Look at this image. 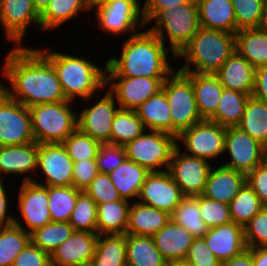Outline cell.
Listing matches in <instances>:
<instances>
[{"mask_svg":"<svg viewBox=\"0 0 267 266\" xmlns=\"http://www.w3.org/2000/svg\"><path fill=\"white\" fill-rule=\"evenodd\" d=\"M252 266H267V247L252 248Z\"/></svg>","mask_w":267,"mask_h":266,"instance_id":"59","label":"cell"},{"mask_svg":"<svg viewBox=\"0 0 267 266\" xmlns=\"http://www.w3.org/2000/svg\"><path fill=\"white\" fill-rule=\"evenodd\" d=\"M221 266H252V248H245L236 256L221 263Z\"/></svg>","mask_w":267,"mask_h":266,"instance_id":"58","label":"cell"},{"mask_svg":"<svg viewBox=\"0 0 267 266\" xmlns=\"http://www.w3.org/2000/svg\"><path fill=\"white\" fill-rule=\"evenodd\" d=\"M234 7L236 32L260 28L267 0H231Z\"/></svg>","mask_w":267,"mask_h":266,"instance_id":"45","label":"cell"},{"mask_svg":"<svg viewBox=\"0 0 267 266\" xmlns=\"http://www.w3.org/2000/svg\"><path fill=\"white\" fill-rule=\"evenodd\" d=\"M4 180H0V228H5L13 225L14 215L13 213H8L10 207L9 194L6 191V182ZM9 203V204H8Z\"/></svg>","mask_w":267,"mask_h":266,"instance_id":"56","label":"cell"},{"mask_svg":"<svg viewBox=\"0 0 267 266\" xmlns=\"http://www.w3.org/2000/svg\"><path fill=\"white\" fill-rule=\"evenodd\" d=\"M18 190L17 209L21 218L14 216L13 224L31 234L51 222L48 209V187L34 181L21 182ZM19 207V208H18ZM21 221V222H20Z\"/></svg>","mask_w":267,"mask_h":266,"instance_id":"13","label":"cell"},{"mask_svg":"<svg viewBox=\"0 0 267 266\" xmlns=\"http://www.w3.org/2000/svg\"><path fill=\"white\" fill-rule=\"evenodd\" d=\"M191 82L199 114L209 120L218 108L224 87L212 73H191Z\"/></svg>","mask_w":267,"mask_h":266,"instance_id":"27","label":"cell"},{"mask_svg":"<svg viewBox=\"0 0 267 266\" xmlns=\"http://www.w3.org/2000/svg\"><path fill=\"white\" fill-rule=\"evenodd\" d=\"M247 248L267 247V206H264L244 227Z\"/></svg>","mask_w":267,"mask_h":266,"instance_id":"48","label":"cell"},{"mask_svg":"<svg viewBox=\"0 0 267 266\" xmlns=\"http://www.w3.org/2000/svg\"><path fill=\"white\" fill-rule=\"evenodd\" d=\"M203 238L221 263L247 248L243 227L233 221L208 229Z\"/></svg>","mask_w":267,"mask_h":266,"instance_id":"23","label":"cell"},{"mask_svg":"<svg viewBox=\"0 0 267 266\" xmlns=\"http://www.w3.org/2000/svg\"><path fill=\"white\" fill-rule=\"evenodd\" d=\"M84 10L90 11L86 0H51L40 13L39 29L47 32L62 27Z\"/></svg>","mask_w":267,"mask_h":266,"instance_id":"32","label":"cell"},{"mask_svg":"<svg viewBox=\"0 0 267 266\" xmlns=\"http://www.w3.org/2000/svg\"><path fill=\"white\" fill-rule=\"evenodd\" d=\"M40 170V171H39ZM44 176L34 182L50 186H72L73 161L62 143L38 144L37 175Z\"/></svg>","mask_w":267,"mask_h":266,"instance_id":"17","label":"cell"},{"mask_svg":"<svg viewBox=\"0 0 267 266\" xmlns=\"http://www.w3.org/2000/svg\"><path fill=\"white\" fill-rule=\"evenodd\" d=\"M126 234L153 238L171 219V215L139 201L131 202Z\"/></svg>","mask_w":267,"mask_h":266,"instance_id":"26","label":"cell"},{"mask_svg":"<svg viewBox=\"0 0 267 266\" xmlns=\"http://www.w3.org/2000/svg\"><path fill=\"white\" fill-rule=\"evenodd\" d=\"M38 143L0 146V180L14 174L24 176L22 182L33 181L37 173ZM31 173V175H30ZM6 175V176H5Z\"/></svg>","mask_w":267,"mask_h":266,"instance_id":"21","label":"cell"},{"mask_svg":"<svg viewBox=\"0 0 267 266\" xmlns=\"http://www.w3.org/2000/svg\"><path fill=\"white\" fill-rule=\"evenodd\" d=\"M201 28L236 33L231 0H197Z\"/></svg>","mask_w":267,"mask_h":266,"instance_id":"28","label":"cell"},{"mask_svg":"<svg viewBox=\"0 0 267 266\" xmlns=\"http://www.w3.org/2000/svg\"><path fill=\"white\" fill-rule=\"evenodd\" d=\"M235 51L234 33L200 28L176 56L185 62L178 70L215 74Z\"/></svg>","mask_w":267,"mask_h":266,"instance_id":"4","label":"cell"},{"mask_svg":"<svg viewBox=\"0 0 267 266\" xmlns=\"http://www.w3.org/2000/svg\"><path fill=\"white\" fill-rule=\"evenodd\" d=\"M2 68L0 89L27 108L37 104L66 101L56 70L51 62L33 47L8 50Z\"/></svg>","mask_w":267,"mask_h":266,"instance_id":"1","label":"cell"},{"mask_svg":"<svg viewBox=\"0 0 267 266\" xmlns=\"http://www.w3.org/2000/svg\"><path fill=\"white\" fill-rule=\"evenodd\" d=\"M145 130L135 110L119 108L113 118L110 143L125 146Z\"/></svg>","mask_w":267,"mask_h":266,"instance_id":"38","label":"cell"},{"mask_svg":"<svg viewBox=\"0 0 267 266\" xmlns=\"http://www.w3.org/2000/svg\"><path fill=\"white\" fill-rule=\"evenodd\" d=\"M199 211L201 218L208 229L232 222L228 204L198 196Z\"/></svg>","mask_w":267,"mask_h":266,"instance_id":"47","label":"cell"},{"mask_svg":"<svg viewBox=\"0 0 267 266\" xmlns=\"http://www.w3.org/2000/svg\"><path fill=\"white\" fill-rule=\"evenodd\" d=\"M184 197L169 171L165 170L147 175L137 201L171 215Z\"/></svg>","mask_w":267,"mask_h":266,"instance_id":"19","label":"cell"},{"mask_svg":"<svg viewBox=\"0 0 267 266\" xmlns=\"http://www.w3.org/2000/svg\"><path fill=\"white\" fill-rule=\"evenodd\" d=\"M12 266H51L50 255L30 241L17 255Z\"/></svg>","mask_w":267,"mask_h":266,"instance_id":"53","label":"cell"},{"mask_svg":"<svg viewBox=\"0 0 267 266\" xmlns=\"http://www.w3.org/2000/svg\"><path fill=\"white\" fill-rule=\"evenodd\" d=\"M68 223L74 231L97 233V203L85 191L78 193Z\"/></svg>","mask_w":267,"mask_h":266,"instance_id":"44","label":"cell"},{"mask_svg":"<svg viewBox=\"0 0 267 266\" xmlns=\"http://www.w3.org/2000/svg\"><path fill=\"white\" fill-rule=\"evenodd\" d=\"M260 28L267 33V3H266V7H265L263 21H262Z\"/></svg>","mask_w":267,"mask_h":266,"instance_id":"62","label":"cell"},{"mask_svg":"<svg viewBox=\"0 0 267 266\" xmlns=\"http://www.w3.org/2000/svg\"><path fill=\"white\" fill-rule=\"evenodd\" d=\"M73 103L66 100L28 108L36 143H62L77 128V111L72 108Z\"/></svg>","mask_w":267,"mask_h":266,"instance_id":"6","label":"cell"},{"mask_svg":"<svg viewBox=\"0 0 267 266\" xmlns=\"http://www.w3.org/2000/svg\"><path fill=\"white\" fill-rule=\"evenodd\" d=\"M252 96L267 103V65L255 68V86Z\"/></svg>","mask_w":267,"mask_h":266,"instance_id":"57","label":"cell"},{"mask_svg":"<svg viewBox=\"0 0 267 266\" xmlns=\"http://www.w3.org/2000/svg\"><path fill=\"white\" fill-rule=\"evenodd\" d=\"M98 236L97 233L74 231L50 255L51 266L90 265Z\"/></svg>","mask_w":267,"mask_h":266,"instance_id":"20","label":"cell"},{"mask_svg":"<svg viewBox=\"0 0 267 266\" xmlns=\"http://www.w3.org/2000/svg\"><path fill=\"white\" fill-rule=\"evenodd\" d=\"M98 173L96 159L73 162L72 186L84 191Z\"/></svg>","mask_w":267,"mask_h":266,"instance_id":"52","label":"cell"},{"mask_svg":"<svg viewBox=\"0 0 267 266\" xmlns=\"http://www.w3.org/2000/svg\"><path fill=\"white\" fill-rule=\"evenodd\" d=\"M146 130L172 134V119L169 103L163 90L152 95L135 109Z\"/></svg>","mask_w":267,"mask_h":266,"instance_id":"30","label":"cell"},{"mask_svg":"<svg viewBox=\"0 0 267 266\" xmlns=\"http://www.w3.org/2000/svg\"><path fill=\"white\" fill-rule=\"evenodd\" d=\"M91 266H127L126 234L99 235Z\"/></svg>","mask_w":267,"mask_h":266,"instance_id":"35","label":"cell"},{"mask_svg":"<svg viewBox=\"0 0 267 266\" xmlns=\"http://www.w3.org/2000/svg\"><path fill=\"white\" fill-rule=\"evenodd\" d=\"M106 92H105V91ZM104 91V92H103ZM104 93L101 98V93ZM94 104L86 103L82 111L77 112V127L97 140L100 144L110 143L111 129L114 115L120 108L114 95L107 89L98 93ZM100 98V99H99Z\"/></svg>","mask_w":267,"mask_h":266,"instance_id":"14","label":"cell"},{"mask_svg":"<svg viewBox=\"0 0 267 266\" xmlns=\"http://www.w3.org/2000/svg\"><path fill=\"white\" fill-rule=\"evenodd\" d=\"M35 142L31 114L20 102L0 89V146L24 145Z\"/></svg>","mask_w":267,"mask_h":266,"instance_id":"11","label":"cell"},{"mask_svg":"<svg viewBox=\"0 0 267 266\" xmlns=\"http://www.w3.org/2000/svg\"><path fill=\"white\" fill-rule=\"evenodd\" d=\"M212 166L202 196L228 204L246 184V175L221 165Z\"/></svg>","mask_w":267,"mask_h":266,"instance_id":"22","label":"cell"},{"mask_svg":"<svg viewBox=\"0 0 267 266\" xmlns=\"http://www.w3.org/2000/svg\"><path fill=\"white\" fill-rule=\"evenodd\" d=\"M181 147L177 145L174 149L168 171L185 197L200 196L213 164L181 152Z\"/></svg>","mask_w":267,"mask_h":266,"instance_id":"12","label":"cell"},{"mask_svg":"<svg viewBox=\"0 0 267 266\" xmlns=\"http://www.w3.org/2000/svg\"><path fill=\"white\" fill-rule=\"evenodd\" d=\"M29 242L30 234L14 224L0 228V266H12Z\"/></svg>","mask_w":267,"mask_h":266,"instance_id":"43","label":"cell"},{"mask_svg":"<svg viewBox=\"0 0 267 266\" xmlns=\"http://www.w3.org/2000/svg\"><path fill=\"white\" fill-rule=\"evenodd\" d=\"M97 205L122 199L109 174L98 173L84 190Z\"/></svg>","mask_w":267,"mask_h":266,"instance_id":"49","label":"cell"},{"mask_svg":"<svg viewBox=\"0 0 267 266\" xmlns=\"http://www.w3.org/2000/svg\"><path fill=\"white\" fill-rule=\"evenodd\" d=\"M265 160L267 161V146L265 147Z\"/></svg>","mask_w":267,"mask_h":266,"instance_id":"64","label":"cell"},{"mask_svg":"<svg viewBox=\"0 0 267 266\" xmlns=\"http://www.w3.org/2000/svg\"><path fill=\"white\" fill-rule=\"evenodd\" d=\"M130 205L128 200L97 205V234H126Z\"/></svg>","mask_w":267,"mask_h":266,"instance_id":"31","label":"cell"},{"mask_svg":"<svg viewBox=\"0 0 267 266\" xmlns=\"http://www.w3.org/2000/svg\"><path fill=\"white\" fill-rule=\"evenodd\" d=\"M176 146L174 135L145 130L124 147L127 159L146 168L149 172H160L168 170Z\"/></svg>","mask_w":267,"mask_h":266,"instance_id":"8","label":"cell"},{"mask_svg":"<svg viewBox=\"0 0 267 266\" xmlns=\"http://www.w3.org/2000/svg\"><path fill=\"white\" fill-rule=\"evenodd\" d=\"M167 77H106V89L121 109L135 110L152 95L162 90Z\"/></svg>","mask_w":267,"mask_h":266,"instance_id":"16","label":"cell"},{"mask_svg":"<svg viewBox=\"0 0 267 266\" xmlns=\"http://www.w3.org/2000/svg\"><path fill=\"white\" fill-rule=\"evenodd\" d=\"M122 45L119 58L106 59V77H168L175 70L169 53L175 61L176 55L147 29L128 36Z\"/></svg>","mask_w":267,"mask_h":266,"instance_id":"2","label":"cell"},{"mask_svg":"<svg viewBox=\"0 0 267 266\" xmlns=\"http://www.w3.org/2000/svg\"><path fill=\"white\" fill-rule=\"evenodd\" d=\"M112 0H86L88 9L90 11L96 10L97 8L101 7L102 5L108 4Z\"/></svg>","mask_w":267,"mask_h":266,"instance_id":"60","label":"cell"},{"mask_svg":"<svg viewBox=\"0 0 267 266\" xmlns=\"http://www.w3.org/2000/svg\"><path fill=\"white\" fill-rule=\"evenodd\" d=\"M236 51L255 68L267 65V33L261 28L235 33Z\"/></svg>","mask_w":267,"mask_h":266,"instance_id":"33","label":"cell"},{"mask_svg":"<svg viewBox=\"0 0 267 266\" xmlns=\"http://www.w3.org/2000/svg\"><path fill=\"white\" fill-rule=\"evenodd\" d=\"M264 147L267 146V103L250 96L238 126Z\"/></svg>","mask_w":267,"mask_h":266,"instance_id":"36","label":"cell"},{"mask_svg":"<svg viewBox=\"0 0 267 266\" xmlns=\"http://www.w3.org/2000/svg\"><path fill=\"white\" fill-rule=\"evenodd\" d=\"M0 25L7 41L22 47L28 27H40V14L32 0H0Z\"/></svg>","mask_w":267,"mask_h":266,"instance_id":"18","label":"cell"},{"mask_svg":"<svg viewBox=\"0 0 267 266\" xmlns=\"http://www.w3.org/2000/svg\"><path fill=\"white\" fill-rule=\"evenodd\" d=\"M224 88L252 96L255 67L235 51L215 73Z\"/></svg>","mask_w":267,"mask_h":266,"instance_id":"25","label":"cell"},{"mask_svg":"<svg viewBox=\"0 0 267 266\" xmlns=\"http://www.w3.org/2000/svg\"><path fill=\"white\" fill-rule=\"evenodd\" d=\"M164 91L172 119V135L177 137L182 131L203 120L199 114L191 73L174 70L163 82Z\"/></svg>","mask_w":267,"mask_h":266,"instance_id":"7","label":"cell"},{"mask_svg":"<svg viewBox=\"0 0 267 266\" xmlns=\"http://www.w3.org/2000/svg\"><path fill=\"white\" fill-rule=\"evenodd\" d=\"M73 162L95 159L100 143L78 127L62 142Z\"/></svg>","mask_w":267,"mask_h":266,"instance_id":"46","label":"cell"},{"mask_svg":"<svg viewBox=\"0 0 267 266\" xmlns=\"http://www.w3.org/2000/svg\"><path fill=\"white\" fill-rule=\"evenodd\" d=\"M226 128L203 119L176 137V144L182 145V152L214 164V160L222 159L225 150Z\"/></svg>","mask_w":267,"mask_h":266,"instance_id":"9","label":"cell"},{"mask_svg":"<svg viewBox=\"0 0 267 266\" xmlns=\"http://www.w3.org/2000/svg\"><path fill=\"white\" fill-rule=\"evenodd\" d=\"M155 23L148 31L177 56L201 28L197 0L186 2L170 9L160 10L150 21ZM167 38V39H166Z\"/></svg>","mask_w":267,"mask_h":266,"instance_id":"5","label":"cell"},{"mask_svg":"<svg viewBox=\"0 0 267 266\" xmlns=\"http://www.w3.org/2000/svg\"><path fill=\"white\" fill-rule=\"evenodd\" d=\"M80 190L73 186L48 187V209L51 222H69Z\"/></svg>","mask_w":267,"mask_h":266,"instance_id":"39","label":"cell"},{"mask_svg":"<svg viewBox=\"0 0 267 266\" xmlns=\"http://www.w3.org/2000/svg\"><path fill=\"white\" fill-rule=\"evenodd\" d=\"M149 173L146 168L126 158L120 166L109 173V176L121 198L133 202L136 198L138 200Z\"/></svg>","mask_w":267,"mask_h":266,"instance_id":"29","label":"cell"},{"mask_svg":"<svg viewBox=\"0 0 267 266\" xmlns=\"http://www.w3.org/2000/svg\"><path fill=\"white\" fill-rule=\"evenodd\" d=\"M165 266H190L185 261L167 262Z\"/></svg>","mask_w":267,"mask_h":266,"instance_id":"63","label":"cell"},{"mask_svg":"<svg viewBox=\"0 0 267 266\" xmlns=\"http://www.w3.org/2000/svg\"><path fill=\"white\" fill-rule=\"evenodd\" d=\"M37 48L52 64L56 70L62 91L67 100L73 101L81 98L82 101L93 103V96L98 95L106 85V61L101 66L88 60L86 57L51 50L50 48ZM93 99V100H92Z\"/></svg>","mask_w":267,"mask_h":266,"instance_id":"3","label":"cell"},{"mask_svg":"<svg viewBox=\"0 0 267 266\" xmlns=\"http://www.w3.org/2000/svg\"><path fill=\"white\" fill-rule=\"evenodd\" d=\"M142 0H112L95 10L98 25L110 36L129 37L141 32L146 25L142 17ZM145 26V27H144ZM139 30V31H137Z\"/></svg>","mask_w":267,"mask_h":266,"instance_id":"10","label":"cell"},{"mask_svg":"<svg viewBox=\"0 0 267 266\" xmlns=\"http://www.w3.org/2000/svg\"><path fill=\"white\" fill-rule=\"evenodd\" d=\"M184 261L190 266H221L203 237L194 238Z\"/></svg>","mask_w":267,"mask_h":266,"instance_id":"51","label":"cell"},{"mask_svg":"<svg viewBox=\"0 0 267 266\" xmlns=\"http://www.w3.org/2000/svg\"><path fill=\"white\" fill-rule=\"evenodd\" d=\"M127 266H165L167 261L155 246L153 238L126 234Z\"/></svg>","mask_w":267,"mask_h":266,"instance_id":"34","label":"cell"},{"mask_svg":"<svg viewBox=\"0 0 267 266\" xmlns=\"http://www.w3.org/2000/svg\"><path fill=\"white\" fill-rule=\"evenodd\" d=\"M171 219L183 226L195 238L204 237L208 232L199 211L198 196L184 197L171 214Z\"/></svg>","mask_w":267,"mask_h":266,"instance_id":"40","label":"cell"},{"mask_svg":"<svg viewBox=\"0 0 267 266\" xmlns=\"http://www.w3.org/2000/svg\"><path fill=\"white\" fill-rule=\"evenodd\" d=\"M193 0H142V17L145 25H149V21L163 9L177 7L180 4L191 2Z\"/></svg>","mask_w":267,"mask_h":266,"instance_id":"55","label":"cell"},{"mask_svg":"<svg viewBox=\"0 0 267 266\" xmlns=\"http://www.w3.org/2000/svg\"><path fill=\"white\" fill-rule=\"evenodd\" d=\"M259 197L246 183L229 203L232 221L244 227L262 208Z\"/></svg>","mask_w":267,"mask_h":266,"instance_id":"42","label":"cell"},{"mask_svg":"<svg viewBox=\"0 0 267 266\" xmlns=\"http://www.w3.org/2000/svg\"><path fill=\"white\" fill-rule=\"evenodd\" d=\"M74 232L68 222H49L30 234V241L49 255Z\"/></svg>","mask_w":267,"mask_h":266,"instance_id":"41","label":"cell"},{"mask_svg":"<svg viewBox=\"0 0 267 266\" xmlns=\"http://www.w3.org/2000/svg\"><path fill=\"white\" fill-rule=\"evenodd\" d=\"M246 183L259 197L261 203L267 206V161L264 160L254 170L246 175Z\"/></svg>","mask_w":267,"mask_h":266,"instance_id":"54","label":"cell"},{"mask_svg":"<svg viewBox=\"0 0 267 266\" xmlns=\"http://www.w3.org/2000/svg\"><path fill=\"white\" fill-rule=\"evenodd\" d=\"M194 238L172 219L153 236L156 248L167 262L184 261Z\"/></svg>","mask_w":267,"mask_h":266,"instance_id":"24","label":"cell"},{"mask_svg":"<svg viewBox=\"0 0 267 266\" xmlns=\"http://www.w3.org/2000/svg\"><path fill=\"white\" fill-rule=\"evenodd\" d=\"M51 0H32L34 8L40 14L48 5Z\"/></svg>","mask_w":267,"mask_h":266,"instance_id":"61","label":"cell"},{"mask_svg":"<svg viewBox=\"0 0 267 266\" xmlns=\"http://www.w3.org/2000/svg\"><path fill=\"white\" fill-rule=\"evenodd\" d=\"M249 97L248 94L224 88L218 108L209 120L225 128L238 126Z\"/></svg>","mask_w":267,"mask_h":266,"instance_id":"37","label":"cell"},{"mask_svg":"<svg viewBox=\"0 0 267 266\" xmlns=\"http://www.w3.org/2000/svg\"><path fill=\"white\" fill-rule=\"evenodd\" d=\"M127 158L124 146L111 143L100 144L96 155L99 173L109 174Z\"/></svg>","mask_w":267,"mask_h":266,"instance_id":"50","label":"cell"},{"mask_svg":"<svg viewBox=\"0 0 267 266\" xmlns=\"http://www.w3.org/2000/svg\"><path fill=\"white\" fill-rule=\"evenodd\" d=\"M229 160L223 166L249 174L265 160V147L239 127L226 128L224 155Z\"/></svg>","mask_w":267,"mask_h":266,"instance_id":"15","label":"cell"}]
</instances>
